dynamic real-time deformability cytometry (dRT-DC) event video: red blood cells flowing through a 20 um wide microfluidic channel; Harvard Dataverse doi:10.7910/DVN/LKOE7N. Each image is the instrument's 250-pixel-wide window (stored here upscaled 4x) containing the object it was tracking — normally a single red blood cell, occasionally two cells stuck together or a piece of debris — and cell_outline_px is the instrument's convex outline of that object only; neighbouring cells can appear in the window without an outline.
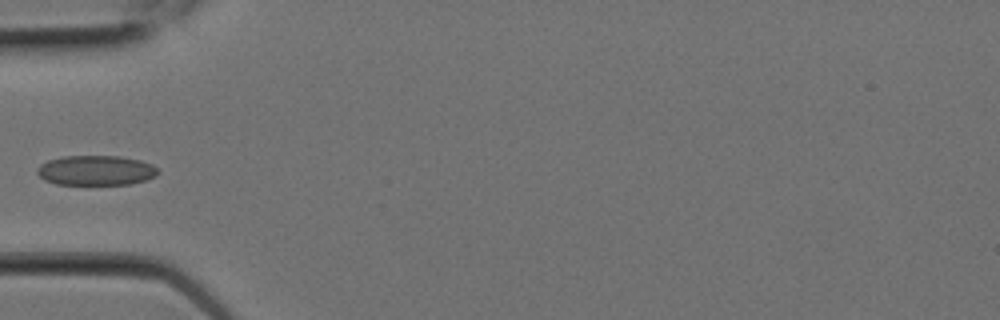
{"species": "Egyptian fruit bat (a non-hibernating species)", "species_latin": "Rousettus aegyptiacus", "temperature_condition": "room temperature", "stored_images_in_passage": 9, "camera_frame_rate_fps": 3000, "um_per_image_px": 0.085, "animal": {"sex": "female"}, "frame": {"image": 1, "passage_image": 6, "time_ms": 1.667, "image_size_px": [1000, 320], "cell_outline_px": [[160, 172], [156, 176], [148, 180], [132, 184], [56, 184], [44, 180], [36, 172], [36, 168], [40, 164], [48, 160], [60, 156], [120, 156], [140, 160], [152, 164]], "centroid_in_image_um": [8.16, 14.48], "position_along_channel_um": 76.8, "area_um2": 21.27}}
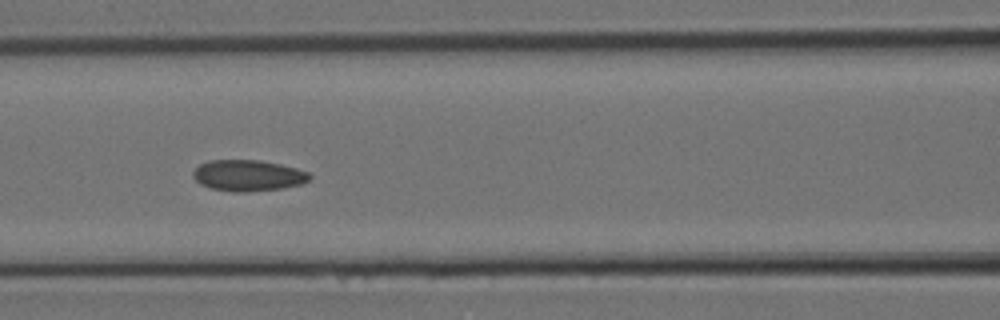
{"frame": {"image": 2, "passage_image": 8, "time_ms": 2.333, "image_size_px": [1000, 320], "cell_outline_px": [[312, 176], [308, 180], [300, 184], [284, 188], [244, 192], [232, 192], [212, 188], [200, 184], [192, 176], [192, 172], [200, 164], [208, 160], [260, 160], [280, 164], [296, 168], [308, 172]], "centroid_in_image_um": [21.07, 14.91], "position_along_channel_um": 145.5, "area_um2": 21.15}}
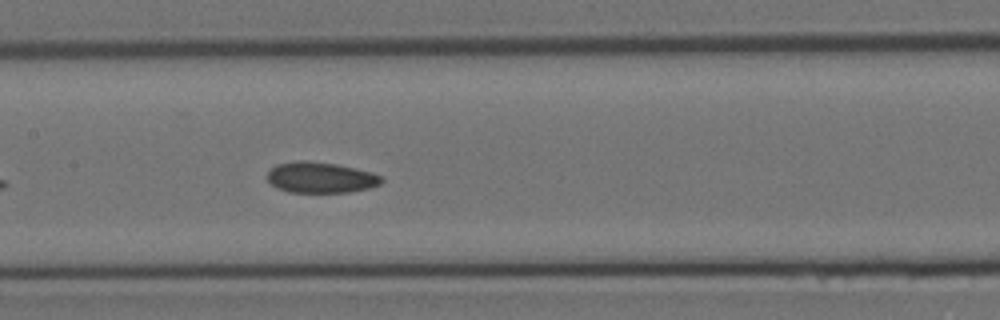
{"frame": {"image": 3, "passage_image": 9, "time_ms": 2.667, "image_size_px": [1000, 320], "cell_outline_px": [[384, 180], [380, 184], [368, 188], [348, 192], [288, 192], [276, 188], [268, 180], [268, 172], [276, 164], [304, 160], [336, 164], [356, 168], [372, 172], [380, 176]], "centroid_in_image_um": [27.26, 15.09], "position_along_channel_um": 180.1, "area_um2": 20.4}}